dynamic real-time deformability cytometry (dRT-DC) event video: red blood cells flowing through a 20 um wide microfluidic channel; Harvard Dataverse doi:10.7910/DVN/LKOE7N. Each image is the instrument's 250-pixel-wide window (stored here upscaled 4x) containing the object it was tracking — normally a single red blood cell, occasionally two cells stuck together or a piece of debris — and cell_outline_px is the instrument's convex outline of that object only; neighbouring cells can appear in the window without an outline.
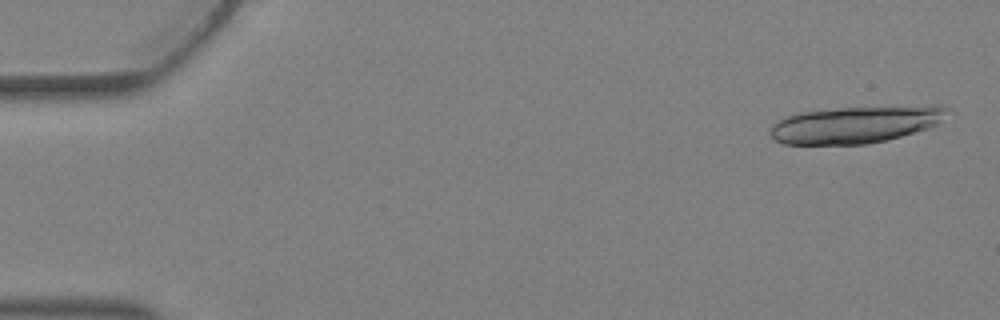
{"species": "Egyptian fruit bat (a non-hibernating species)", "species_latin": "Rousettus aegyptiacus", "temperature_condition": "warm", "stored_images_in_passage": 2, "segment_of_instrument_passage": [2, 2], "camera_frame_rate_fps": 3000, "um_per_image_px": 0.085, "animal": {"sex": "female"}, "frame": {"image": 1, "passage_image": 2, "time_ms": 0.333, "image_size_px": [1000, 320], "cell_outline_px": [[948, 108], [940, 120], [936, 124], [928, 128], [888, 140], [868, 144], [784, 144], [776, 140], [772, 136], [772, 124], [776, 120], [784, 116], [800, 112], [840, 108], [936, 104], [944, 104]], "centroid_in_image_um": [72.74, 10.57], "position_along_channel_um": 12.3, "area_um2": 38.32}}